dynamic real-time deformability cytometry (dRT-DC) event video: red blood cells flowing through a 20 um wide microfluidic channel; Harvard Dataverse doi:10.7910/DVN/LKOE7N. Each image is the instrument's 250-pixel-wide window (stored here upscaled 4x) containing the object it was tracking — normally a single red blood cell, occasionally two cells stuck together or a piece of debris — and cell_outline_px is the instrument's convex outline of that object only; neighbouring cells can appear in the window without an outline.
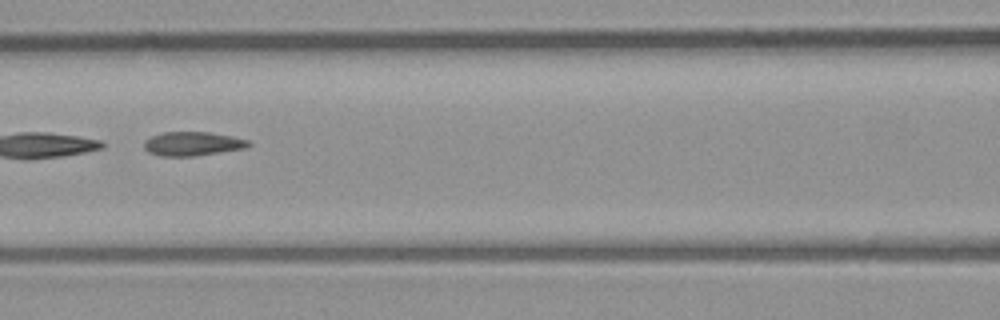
{"species": "common noctule bat (a hibernating species)", "species_latin": "Nyctalus noctula", "temperature_condition": "room temperature", "stored_images_in_passage": 48, "segment_of_instrument_passage": [2, 2], "camera_frame_rate_fps": 3000, "um_per_image_px": 0.085, "animal": {"sex": "male", "body_mass_g": 23.1, "forearm_length_mm": 52.7}, "frame": {"image": 1, "passage_image": 21, "time_ms": 6.667, "image_size_px": [1000, 320], "cell_outline_px": [[252, 144], [244, 148], [192, 156], [160, 156], [148, 152], [144, 148], [144, 140], [152, 136], [164, 132], [208, 132], [232, 136], [248, 140]], "centroid_in_image_um": [16.33, 12.21], "position_along_channel_um": 150.3, "area_um2": 14.45}}